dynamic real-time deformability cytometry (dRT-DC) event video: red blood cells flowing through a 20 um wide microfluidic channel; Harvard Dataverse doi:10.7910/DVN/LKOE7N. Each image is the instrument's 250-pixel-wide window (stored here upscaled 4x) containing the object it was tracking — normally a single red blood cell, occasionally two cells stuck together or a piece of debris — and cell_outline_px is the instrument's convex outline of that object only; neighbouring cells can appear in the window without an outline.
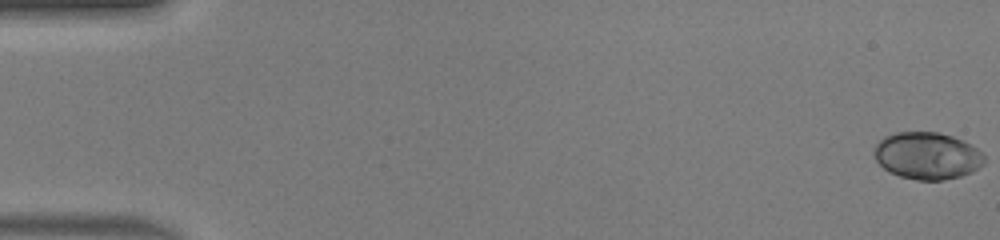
{"species": "human", "species_latin": "Homo sapiens", "temperature_condition": "warm", "stored_images_in_passage": 50, "camera_frame_rate_fps": 3000, "um_per_image_px": 0.085, "donor": {"sex": "male"}, "frame": {"image": 1, "passage_image": 1, "time_ms": 0.0, "image_size_px": [1000, 240], "cell_outline_px": [[984, 164], [972, 172], [960, 176], [940, 180], [916, 180], [900, 176], [888, 172], [876, 160], [872, 152], [876, 144], [884, 136], [896, 132], [936, 132], [952, 136], [976, 148], [984, 156]], "centroid_in_image_um": [78.77, 13.24], "position_along_channel_um": 6.2, "area_um2": 30.11}}
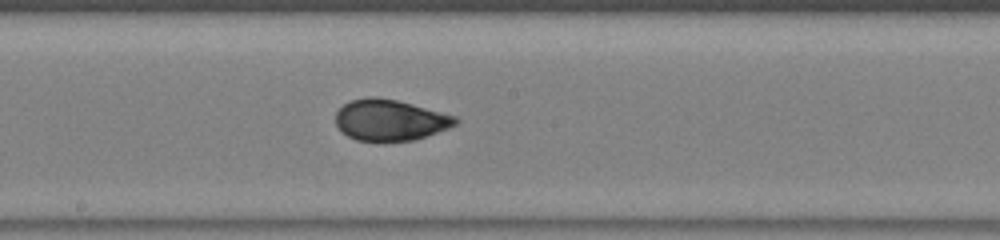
{"frame": {"image": 2, "passage_image": 28, "time_ms": 9.0, "image_size_px": [1000, 240], "cell_outline_px": [[460, 120], [456, 124], [448, 128], [416, 140], [356, 140], [348, 136], [336, 124], [336, 112], [348, 100], [368, 96], [376, 96], [396, 100], [412, 104], [456, 116]], "centroid_in_image_um": [33.15, 10.18], "position_along_channel_um": 215.0, "area_um2": 28.5}}
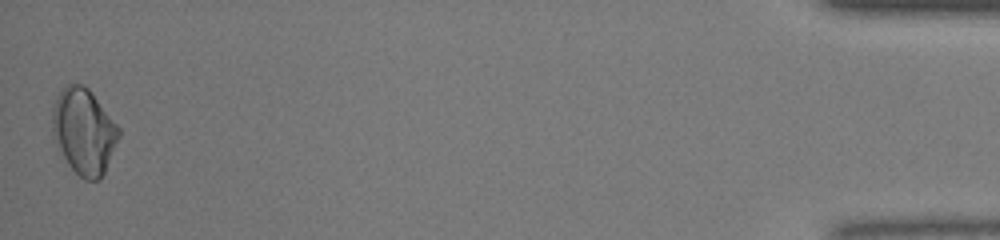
{"frame": {"image": 3, "passage_image": 50, "time_ms": 16.333, "image_size_px": [1000, 240], "cell_outline_px": [[120, 136], [104, 172], [100, 180], [84, 180], [68, 164], [52, 132], [52, 104], [56, 96], [68, 84], [80, 84], [88, 88], [92, 92], [120, 128]], "centroid_in_image_um": [7.14, 11.14], "position_along_channel_um": 428.1, "area_um2": 32.89}, "authors_computed_cell_mechanics": {"area_um2": 29.2179, "velocity_mm_per_s": 4.1772, "shape_relaxation_time_tau1_ms": 5.4255, "shape_relaxation_time_tau2_ms": null, "deformation_change_tau1": 0.1999, "deformation_change_tau2": null}}